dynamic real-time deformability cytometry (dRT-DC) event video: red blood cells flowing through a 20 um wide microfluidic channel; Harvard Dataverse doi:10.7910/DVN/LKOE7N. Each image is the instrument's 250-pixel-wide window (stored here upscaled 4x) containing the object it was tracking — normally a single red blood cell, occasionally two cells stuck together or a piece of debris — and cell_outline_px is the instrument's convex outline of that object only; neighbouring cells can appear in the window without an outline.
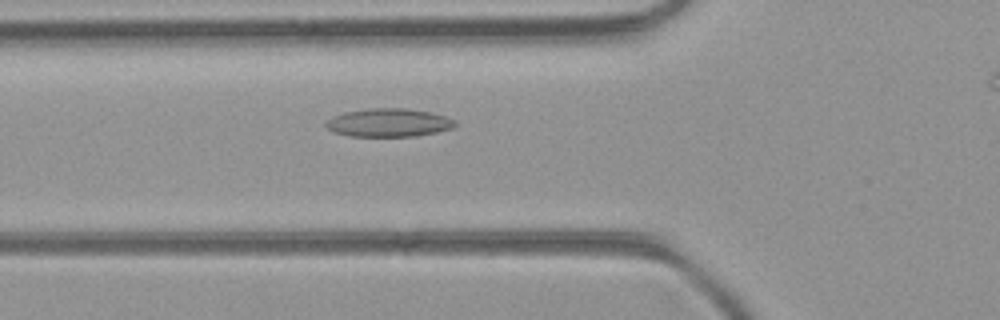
{"species": "common noctule bat (a hibernating species)", "species_latin": "Nyctalus noctula", "temperature_condition": "room temperature", "stored_images_in_passage": 37, "camera_frame_rate_fps": 3000, "um_per_image_px": 0.085, "animal": {"sex": "female", "body_mass_g": 21.9}, "frame": {"image": 1, "passage_image": 11, "time_ms": 3.333, "image_size_px": [1000, 320], "cell_outline_px": [[456, 124], [452, 128], [436, 132], [416, 136], [348, 136], [336, 132], [328, 128], [324, 124], [332, 116], [344, 112], [368, 108], [404, 108], [432, 112], [456, 120]], "centroid_in_image_um": [33.04, 10.42], "position_along_channel_um": 92.8, "area_um2": 21.27}}
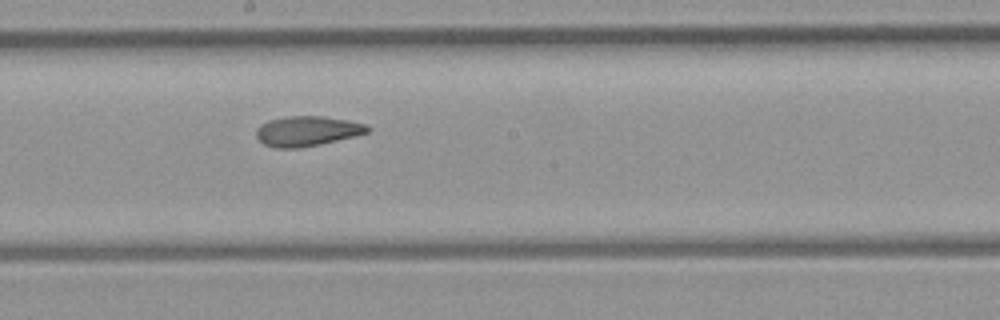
{"frame": {"image": 2, "passage_image": 20, "time_ms": 6.333, "image_size_px": [1000, 320], "cell_outline_px": [[372, 128], [368, 132], [336, 140], [296, 148], [276, 148], [264, 144], [256, 136], [256, 128], [260, 124], [268, 120], [288, 116], [324, 116], [348, 120], [364, 124]], "centroid_in_image_um": [26.06, 11.12], "position_along_channel_um": 222.1, "area_um2": 19.19}}
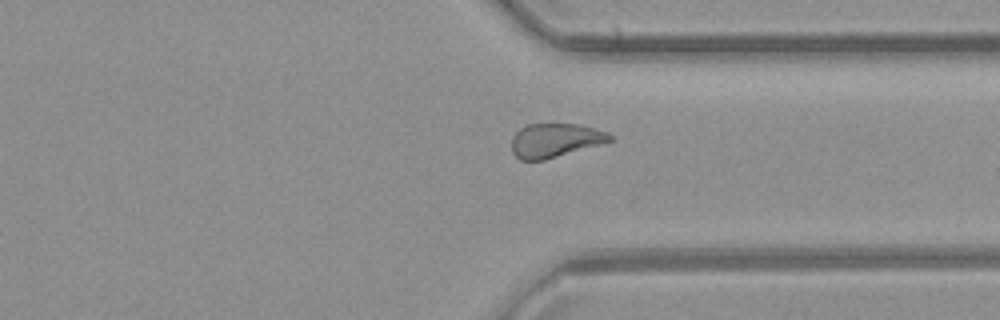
{"frame": {"image": 3, "passage_image": 30, "time_ms": 9.667, "image_size_px": [1000, 320], "cell_outline_px": [[612, 140], [544, 160], [520, 160], [512, 152], [512, 136], [520, 128], [528, 124], [580, 124], [608, 132], [612, 136]], "centroid_in_image_um": [47.15, 11.92], "position_along_channel_um": 364.3, "area_um2": 19.19}, "authors_computed_cell_mechanics": {"area_um2": 19.9988, "velocity_mm_per_s": 4.2834, "shape_relaxation_time_tau1_ms": null, "shape_relaxation_time_tau2_ms": 3.1761, "deformation_change_tau1": null, "deformation_change_tau2": 0.1049}}